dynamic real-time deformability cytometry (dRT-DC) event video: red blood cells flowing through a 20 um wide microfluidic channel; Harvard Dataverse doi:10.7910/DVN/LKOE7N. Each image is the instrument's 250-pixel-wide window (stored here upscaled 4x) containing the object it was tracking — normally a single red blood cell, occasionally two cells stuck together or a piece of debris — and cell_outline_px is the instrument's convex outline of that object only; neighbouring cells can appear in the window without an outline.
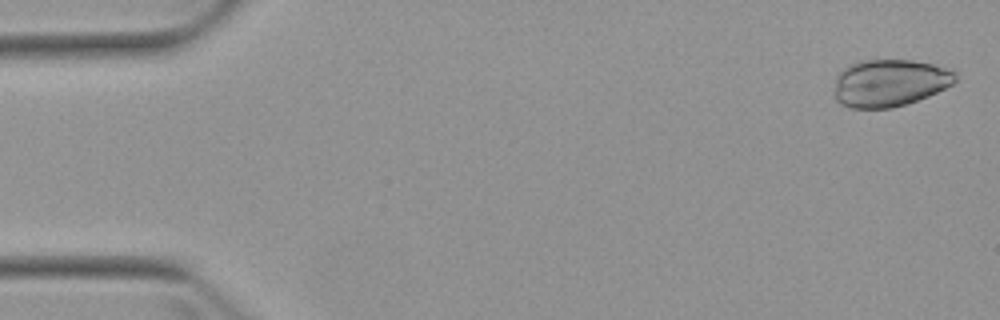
{"species": "Egyptian fruit bat (a non-hibernating species)", "species_latin": "Rousettus aegyptiacus", "temperature_condition": "warm", "stored_images_in_passage": 5, "camera_frame_rate_fps": 3000, "um_per_image_px": 0.085, "animal": {"sex": "female"}, "frame": {"image": 1, "passage_image": 5, "time_ms": 5.333, "image_size_px": [1000, 320], "cell_outline_px": [[956, 80], [952, 84], [928, 96], [892, 108], [852, 108], [840, 104], [836, 100], [832, 92], [836, 76], [848, 64], [864, 60], [912, 60], [932, 64], [956, 72]], "centroid_in_image_um": [75.55, 7.05], "position_along_channel_um": 9.4, "area_um2": 33.41}}